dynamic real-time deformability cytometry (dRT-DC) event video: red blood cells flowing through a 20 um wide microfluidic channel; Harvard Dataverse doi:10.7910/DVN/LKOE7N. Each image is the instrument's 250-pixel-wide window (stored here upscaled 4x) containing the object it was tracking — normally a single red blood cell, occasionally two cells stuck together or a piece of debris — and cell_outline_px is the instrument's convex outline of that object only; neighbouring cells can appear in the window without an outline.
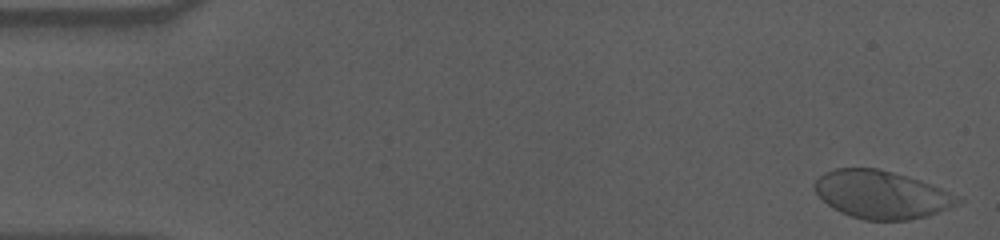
{"species": "human", "species_latin": "Homo sapiens", "temperature_condition": "cold", "stored_images_in_passage": 48, "camera_frame_rate_fps": 3000, "um_per_image_px": 0.085, "donor": {"sex": "male"}, "frame": {"image": 1, "passage_image": 1, "time_ms": 0.0, "image_size_px": [1000, 240], "cell_outline_px": [[964, 200], [948, 208], [928, 216], [908, 220], [864, 220], [840, 212], [828, 204], [812, 188], [812, 184], [824, 172], [836, 168], [876, 168], [908, 176], [932, 184]], "centroid_in_image_um": [74.9, 16.53], "position_along_channel_um": 10.1, "area_um2": 39.71}}
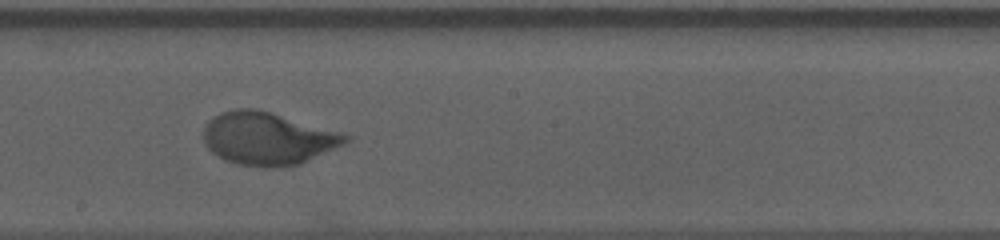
{"frame": {"image": 2, "passage_image": 31, "time_ms": 10.0, "image_size_px": [1000, 240], "cell_outline_px": [[352, 140], [344, 144], [300, 164], [280, 168], [264, 168], [240, 164], [224, 160], [216, 156], [204, 144], [204, 124], [212, 116], [220, 112], [236, 108], [256, 108], [272, 112], [340, 132], [352, 136]], "centroid_in_image_um": [22.74, 11.77], "position_along_channel_um": 225.5, "area_um2": 44.1}}
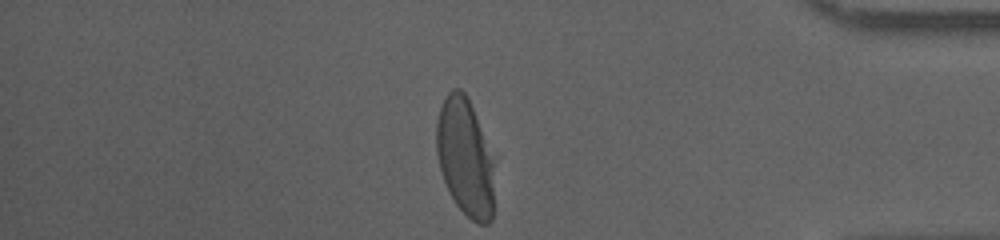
{"frame": {"image": 3, "passage_image": 48, "time_ms": 15.667, "image_size_px": [1000, 240], "cell_outline_px": [[496, 156], [492, 220], [488, 224], [480, 224], [472, 220], [456, 204], [448, 192], [440, 168], [436, 152], [436, 124], [440, 108], [448, 92], [452, 88], [460, 88], [464, 92]], "centroid_in_image_um": [39.58, 13.39], "position_along_channel_um": 395.6, "area_um2": 40.52}, "authors_computed_cell_mechanics": {"area_um2": 42.0784, "velocity_mm_per_s": 3.5283, "shape_relaxation_time_tau1_ms": 3.4562, "shape_relaxation_time_tau2_ms": null, "deformation_change_tau1": 0.1794, "deformation_change_tau2": null}}